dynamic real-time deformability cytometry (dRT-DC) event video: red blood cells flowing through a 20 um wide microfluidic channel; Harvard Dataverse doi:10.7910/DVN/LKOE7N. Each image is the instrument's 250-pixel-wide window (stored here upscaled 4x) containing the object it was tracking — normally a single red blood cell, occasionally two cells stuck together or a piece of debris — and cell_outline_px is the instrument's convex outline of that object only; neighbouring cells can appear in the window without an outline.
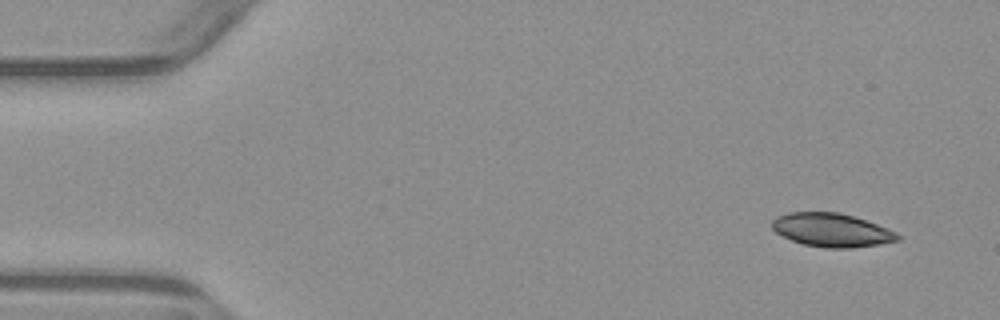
{"species": "common noctule bat (a hibernating species)", "species_latin": "Nyctalus noctula", "temperature_condition": "warm", "stored_images_in_passage": 4, "camera_frame_rate_fps": 3000, "um_per_image_px": 0.085, "animal": {"sex": "male", "body_mass_g": 23.1, "forearm_length_mm": 52.7}, "frame": {"image": 1, "passage_image": 1, "time_ms": 0.0, "image_size_px": [1000, 320], "cell_outline_px": [[904, 236], [900, 240], [880, 244], [852, 248], [824, 248], [804, 244], [792, 240], [776, 232], [772, 228], [772, 220], [776, 216], [788, 212], [836, 212], [852, 216], [888, 228]], "centroid_in_image_um": [70.72, 19.56], "position_along_channel_um": 14.3, "area_um2": 24.57}}
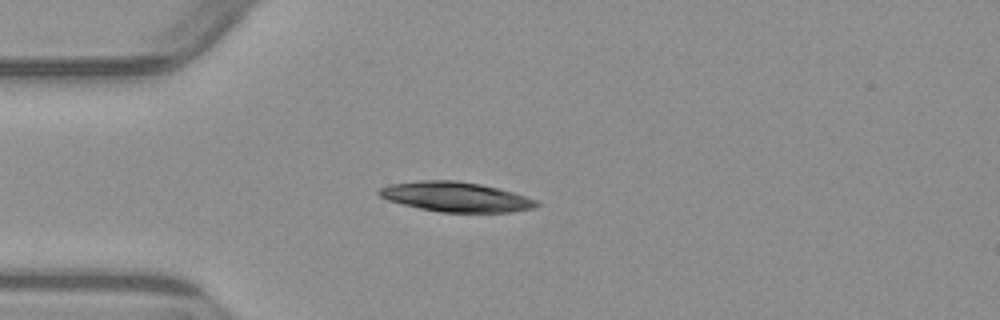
{"frame": {"image": 2, "passage_image": 3, "time_ms": 3.333, "image_size_px": [1000, 320], "cell_outline_px": [[544, 204], [536, 208], [512, 212], [440, 212], [420, 208], [388, 200], [380, 196], [376, 192], [380, 188], [388, 184], [420, 180], [456, 180], [480, 184], [512, 192], [536, 200]], "centroid_in_image_um": [38.76, 16.73], "position_along_channel_um": 46.2, "area_um2": 27.34}}